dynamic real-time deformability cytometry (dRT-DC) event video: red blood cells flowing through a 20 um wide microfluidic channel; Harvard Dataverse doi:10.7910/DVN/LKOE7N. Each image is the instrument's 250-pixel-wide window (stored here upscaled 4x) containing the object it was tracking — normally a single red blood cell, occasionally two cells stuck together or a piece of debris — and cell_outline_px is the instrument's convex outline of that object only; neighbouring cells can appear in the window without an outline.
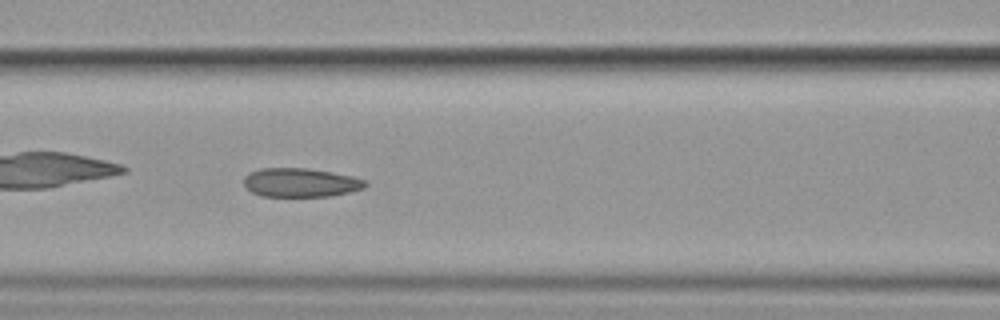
{"species": "common noctule bat (a hibernating species)", "species_latin": "Nyctalus noctula", "temperature_condition": "cold", "stored_images_in_passage": 9, "camera_frame_rate_fps": 3000, "um_per_image_px": 0.085, "animal": {"sex": "female", "body_mass_g": 19.9}, "frame": {"image": 1, "passage_image": 8, "time_ms": 8.333, "image_size_px": [1000, 320], "cell_outline_px": [[368, 184], [364, 188], [332, 196], [260, 196], [252, 192], [244, 184], [244, 176], [248, 172], [260, 168], [308, 168], [332, 172], [352, 176], [364, 180]], "centroid_in_image_um": [25.53, 15.51], "position_along_channel_um": 141.1, "area_um2": 20.46}}